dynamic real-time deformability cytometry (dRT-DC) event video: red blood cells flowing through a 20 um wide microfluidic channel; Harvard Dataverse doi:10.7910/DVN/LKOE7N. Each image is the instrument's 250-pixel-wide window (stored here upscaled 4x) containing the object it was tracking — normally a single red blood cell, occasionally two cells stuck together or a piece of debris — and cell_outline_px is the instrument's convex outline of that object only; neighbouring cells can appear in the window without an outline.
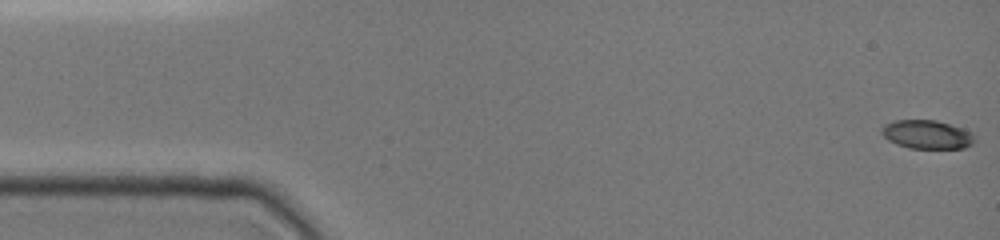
{"species": "common noctule bat (a hibernating species)", "species_latin": "Nyctalus noctula", "temperature_condition": "cold", "stored_images_in_passage": 70, "camera_frame_rate_fps": 3000, "um_per_image_px": 0.085, "animal": {"sex": "female", "body_mass_g": 19.0, "forearm_length_mm": 51.5}, "frame": {"image": 1, "passage_image": 1, "time_ms": 0.0, "image_size_px": [1000, 240], "cell_outline_px": [[976, 140], [972, 144], [964, 148], [908, 148], [896, 144], [888, 140], [880, 132], [880, 128], [884, 124], [896, 120], [936, 120], [964, 128], [972, 132], [976, 136]], "centroid_in_image_um": [78.81, 11.43], "position_along_channel_um": 6.2, "area_um2": 15.78}}
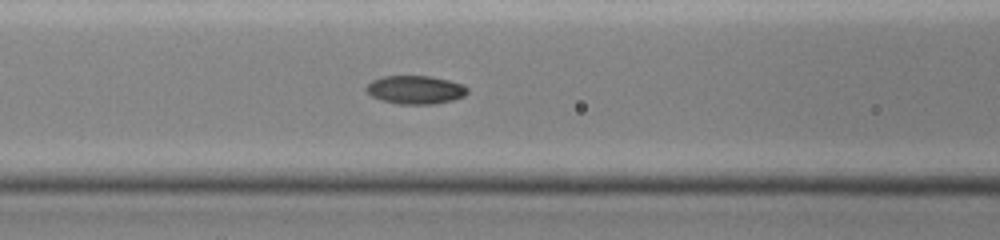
{"frame": {"image": 2, "passage_image": 29, "time_ms": 6.333, "image_size_px": [1000, 240], "cell_outline_px": [[468, 92], [464, 96], [452, 100], [432, 104], [400, 104], [380, 100], [372, 96], [364, 88], [372, 80], [384, 76], [428, 76], [448, 80], [464, 84], [468, 88]], "centroid_in_image_um": [35.31, 7.63], "position_along_channel_um": 131.3, "area_um2": 16.7}}
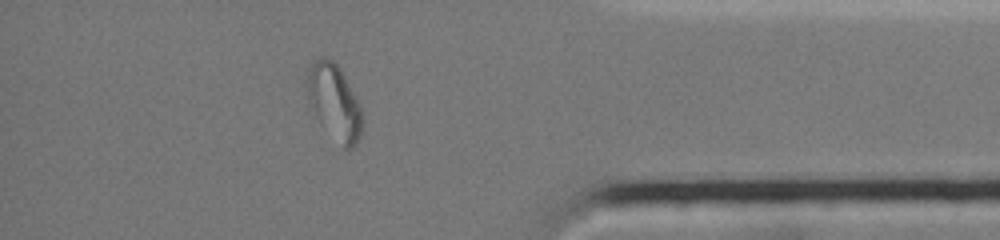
{"frame": {"image": 3, "passage_image": 61, "time_ms": 13.667, "image_size_px": [1000, 240], "cell_outline_px": [[364, 120], [360, 136], [356, 144], [352, 148], [344, 148], [320, 120], [308, 104], [304, 84], [308, 72], [316, 56], [324, 56], [332, 60], [340, 68], [360, 104]], "centroid_in_image_um": [28.4, 8.61], "position_along_channel_um": 406.8, "area_um2": 24.28}, "authors_computed_cell_mechanics": {"area_um2": 16.5886, "velocity_mm_per_s": 3.9662, "shape_relaxation_time_tau1_ms": 8.1509, "shape_relaxation_time_tau2_ms": 3.286, "deformation_change_tau1": 0.2446, "deformation_change_tau2": 0.0532}}